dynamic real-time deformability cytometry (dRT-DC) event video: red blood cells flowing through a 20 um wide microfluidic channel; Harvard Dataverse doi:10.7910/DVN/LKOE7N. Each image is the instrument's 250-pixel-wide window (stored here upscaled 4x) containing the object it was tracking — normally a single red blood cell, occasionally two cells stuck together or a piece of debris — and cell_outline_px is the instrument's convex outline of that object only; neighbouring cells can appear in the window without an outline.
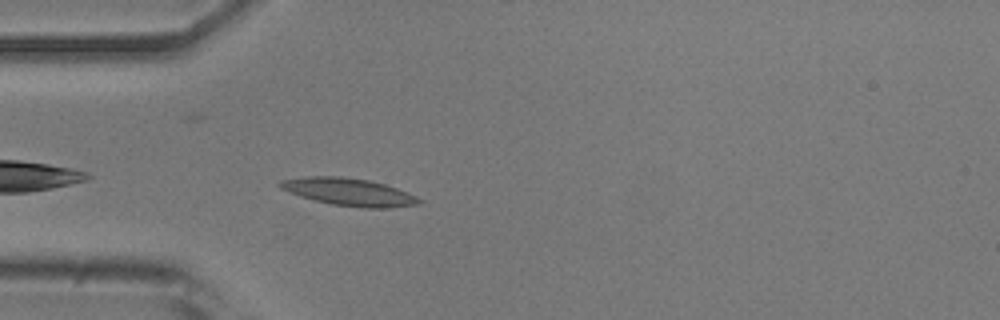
{"species": "common noctule bat (a hibernating species)", "species_latin": "Nyctalus noctula", "temperature_condition": "room temperature", "stored_images_in_passage": 36, "camera_frame_rate_fps": 3000, "um_per_image_px": 0.085, "animal": {"sex": "male", "body_mass_g": 20.5, "forearm_length_mm": 52.5}, "frame": {"image": 1, "passage_image": 3, "time_ms": 0.667, "image_size_px": [1000, 320], "cell_outline_px": [[424, 200], [420, 204], [392, 208], [364, 208], [332, 204], [300, 196], [288, 192], [280, 188], [276, 184], [280, 180], [304, 176], [340, 176], [368, 180], [384, 184], [396, 188], [416, 196]], "centroid_in_image_um": [29.65, 16.31], "position_along_channel_um": 55.4, "area_um2": 22.37}}
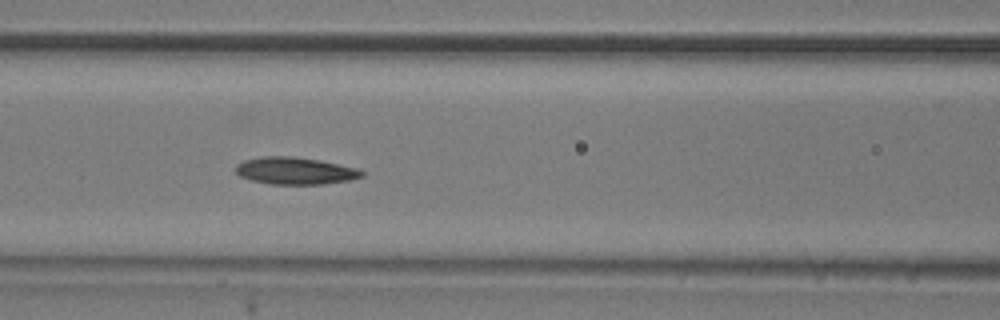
{"frame": {"image": 2, "passage_image": 10, "time_ms": 3.0, "image_size_px": [1000, 320], "cell_outline_px": [[364, 176], [352, 180], [324, 184], [268, 184], [252, 180], [240, 176], [236, 172], [236, 164], [244, 160], [260, 156], [292, 156], [320, 160], [356, 168], [364, 172]], "centroid_in_image_um": [25.09, 14.52], "position_along_channel_um": 141.5, "area_um2": 20.06}}
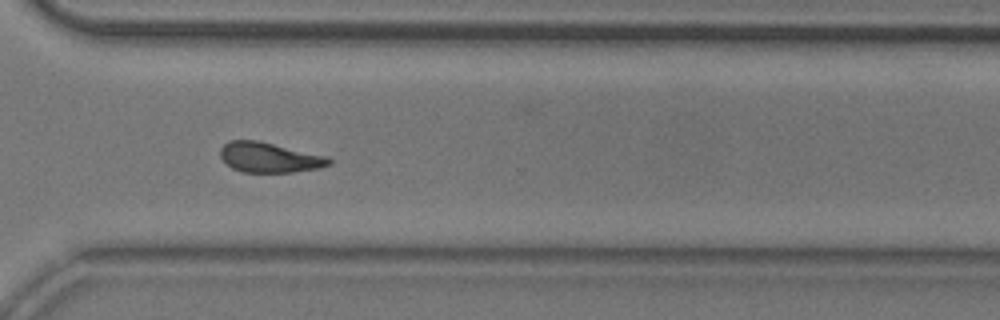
{"frame": {"image": 3, "passage_image": 26, "time_ms": 8.333, "image_size_px": [1000, 320], "cell_outline_px": [[332, 164], [320, 168], [292, 172], [244, 172], [232, 168], [220, 156], [220, 148], [228, 140], [256, 140], [328, 156], [332, 160]], "centroid_in_image_um": [22.92, 13.38], "position_along_channel_um": 347.7, "area_um2": 19.02}, "authors_computed_cell_mechanics": {"area_um2": 19.0451, "velocity_mm_per_s": 3.8814, "shape_relaxation_time_tau1_ms": 5.5551, "shape_relaxation_time_tau2_ms": 4.0955, "deformation_change_tau1": 0.1597, "deformation_change_tau2": 0.1366}}